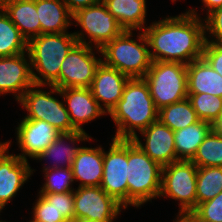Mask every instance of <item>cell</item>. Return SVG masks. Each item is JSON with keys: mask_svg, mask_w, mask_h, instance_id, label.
<instances>
[{"mask_svg": "<svg viewBox=\"0 0 222 222\" xmlns=\"http://www.w3.org/2000/svg\"><path fill=\"white\" fill-rule=\"evenodd\" d=\"M196 9L175 17L167 16L145 27L152 61L179 62L188 65L202 58L205 44L204 22Z\"/></svg>", "mask_w": 222, "mask_h": 222, "instance_id": "6da1fadb", "label": "cell"}, {"mask_svg": "<svg viewBox=\"0 0 222 222\" xmlns=\"http://www.w3.org/2000/svg\"><path fill=\"white\" fill-rule=\"evenodd\" d=\"M158 113L145 79L130 78L122 98L109 114L117 127L112 138L132 140L137 130L141 132L158 120Z\"/></svg>", "mask_w": 222, "mask_h": 222, "instance_id": "7a4b0ae2", "label": "cell"}, {"mask_svg": "<svg viewBox=\"0 0 222 222\" xmlns=\"http://www.w3.org/2000/svg\"><path fill=\"white\" fill-rule=\"evenodd\" d=\"M77 43L75 35L68 32L40 34L31 38L27 52L34 85L52 86L59 79L61 63Z\"/></svg>", "mask_w": 222, "mask_h": 222, "instance_id": "3957f363", "label": "cell"}, {"mask_svg": "<svg viewBox=\"0 0 222 222\" xmlns=\"http://www.w3.org/2000/svg\"><path fill=\"white\" fill-rule=\"evenodd\" d=\"M132 31L124 30L101 49L102 62L130 78H143L149 70L152 60L145 34L142 32L134 40Z\"/></svg>", "mask_w": 222, "mask_h": 222, "instance_id": "277c9868", "label": "cell"}, {"mask_svg": "<svg viewBox=\"0 0 222 222\" xmlns=\"http://www.w3.org/2000/svg\"><path fill=\"white\" fill-rule=\"evenodd\" d=\"M162 166L128 140V206L140 207L159 197Z\"/></svg>", "mask_w": 222, "mask_h": 222, "instance_id": "5b68a950", "label": "cell"}, {"mask_svg": "<svg viewBox=\"0 0 222 222\" xmlns=\"http://www.w3.org/2000/svg\"><path fill=\"white\" fill-rule=\"evenodd\" d=\"M143 78L158 110L188 98L186 64L152 61Z\"/></svg>", "mask_w": 222, "mask_h": 222, "instance_id": "8992f818", "label": "cell"}, {"mask_svg": "<svg viewBox=\"0 0 222 222\" xmlns=\"http://www.w3.org/2000/svg\"><path fill=\"white\" fill-rule=\"evenodd\" d=\"M43 86L33 85L19 99L23 109L27 110L25 119L42 120L48 122L60 133H74L77 130L73 127L69 118L64 100L59 101L52 96L58 93V88L48 86L51 90L39 89Z\"/></svg>", "mask_w": 222, "mask_h": 222, "instance_id": "52a82bcc", "label": "cell"}, {"mask_svg": "<svg viewBox=\"0 0 222 222\" xmlns=\"http://www.w3.org/2000/svg\"><path fill=\"white\" fill-rule=\"evenodd\" d=\"M76 26H81L80 32L73 34L78 43L101 49L106 43L120 35L124 29L115 17L107 10L102 0L89 7L81 8L73 14ZM86 36V38H84ZM87 37L89 42H86Z\"/></svg>", "mask_w": 222, "mask_h": 222, "instance_id": "ba28073f", "label": "cell"}, {"mask_svg": "<svg viewBox=\"0 0 222 222\" xmlns=\"http://www.w3.org/2000/svg\"><path fill=\"white\" fill-rule=\"evenodd\" d=\"M198 167L192 161L178 160L162 167L159 197L180 201L179 213H191L197 206Z\"/></svg>", "mask_w": 222, "mask_h": 222, "instance_id": "9c48e42d", "label": "cell"}, {"mask_svg": "<svg viewBox=\"0 0 222 222\" xmlns=\"http://www.w3.org/2000/svg\"><path fill=\"white\" fill-rule=\"evenodd\" d=\"M128 140L112 138L109 151L103 149V176L100 187L124 209L128 207Z\"/></svg>", "mask_w": 222, "mask_h": 222, "instance_id": "30bf717a", "label": "cell"}, {"mask_svg": "<svg viewBox=\"0 0 222 222\" xmlns=\"http://www.w3.org/2000/svg\"><path fill=\"white\" fill-rule=\"evenodd\" d=\"M93 46L77 43L61 63L59 79L52 85L62 88H90L102 58L95 56Z\"/></svg>", "mask_w": 222, "mask_h": 222, "instance_id": "8fae6325", "label": "cell"}, {"mask_svg": "<svg viewBox=\"0 0 222 222\" xmlns=\"http://www.w3.org/2000/svg\"><path fill=\"white\" fill-rule=\"evenodd\" d=\"M74 220L113 222L124 207L100 186L78 187L73 191Z\"/></svg>", "mask_w": 222, "mask_h": 222, "instance_id": "7c38bea8", "label": "cell"}, {"mask_svg": "<svg viewBox=\"0 0 222 222\" xmlns=\"http://www.w3.org/2000/svg\"><path fill=\"white\" fill-rule=\"evenodd\" d=\"M10 143L0 142V213L35 171L29 162L16 154H9Z\"/></svg>", "mask_w": 222, "mask_h": 222, "instance_id": "4fadbf2b", "label": "cell"}, {"mask_svg": "<svg viewBox=\"0 0 222 222\" xmlns=\"http://www.w3.org/2000/svg\"><path fill=\"white\" fill-rule=\"evenodd\" d=\"M16 129V140L22 152L18 156L27 162V157L36 160L58 135L61 134L46 121L25 118H22Z\"/></svg>", "mask_w": 222, "mask_h": 222, "instance_id": "5bb4252c", "label": "cell"}, {"mask_svg": "<svg viewBox=\"0 0 222 222\" xmlns=\"http://www.w3.org/2000/svg\"><path fill=\"white\" fill-rule=\"evenodd\" d=\"M145 144L139 136L132 141L152 160L164 167L176 161L174 131L164 125L159 119L140 132Z\"/></svg>", "mask_w": 222, "mask_h": 222, "instance_id": "9a60e30c", "label": "cell"}, {"mask_svg": "<svg viewBox=\"0 0 222 222\" xmlns=\"http://www.w3.org/2000/svg\"><path fill=\"white\" fill-rule=\"evenodd\" d=\"M33 85L28 52L0 57V95L13 93L15 100L19 101L22 95Z\"/></svg>", "mask_w": 222, "mask_h": 222, "instance_id": "2e32d148", "label": "cell"}, {"mask_svg": "<svg viewBox=\"0 0 222 222\" xmlns=\"http://www.w3.org/2000/svg\"><path fill=\"white\" fill-rule=\"evenodd\" d=\"M129 79L130 77L103 62L97 67L90 90L106 114H110L122 98V93Z\"/></svg>", "mask_w": 222, "mask_h": 222, "instance_id": "e0dca14e", "label": "cell"}, {"mask_svg": "<svg viewBox=\"0 0 222 222\" xmlns=\"http://www.w3.org/2000/svg\"><path fill=\"white\" fill-rule=\"evenodd\" d=\"M57 94L64 100L71 123L77 131L85 132L83 124L106 115L90 88H58Z\"/></svg>", "mask_w": 222, "mask_h": 222, "instance_id": "ac0fdd59", "label": "cell"}, {"mask_svg": "<svg viewBox=\"0 0 222 222\" xmlns=\"http://www.w3.org/2000/svg\"><path fill=\"white\" fill-rule=\"evenodd\" d=\"M73 180L78 187L100 186L103 176V149L81 147L72 162Z\"/></svg>", "mask_w": 222, "mask_h": 222, "instance_id": "d6986e66", "label": "cell"}, {"mask_svg": "<svg viewBox=\"0 0 222 222\" xmlns=\"http://www.w3.org/2000/svg\"><path fill=\"white\" fill-rule=\"evenodd\" d=\"M0 7L27 41L41 34L36 0H0Z\"/></svg>", "mask_w": 222, "mask_h": 222, "instance_id": "ffe728a7", "label": "cell"}, {"mask_svg": "<svg viewBox=\"0 0 222 222\" xmlns=\"http://www.w3.org/2000/svg\"><path fill=\"white\" fill-rule=\"evenodd\" d=\"M187 93L222 97V76L203 57L187 65Z\"/></svg>", "mask_w": 222, "mask_h": 222, "instance_id": "44dd1931", "label": "cell"}, {"mask_svg": "<svg viewBox=\"0 0 222 222\" xmlns=\"http://www.w3.org/2000/svg\"><path fill=\"white\" fill-rule=\"evenodd\" d=\"M89 134L82 131H76L74 133H61L58 135V137L38 156L36 160H47L50 158H53V160H56V162L53 163L51 166H45L43 167V170L50 169V168H67L72 166V162L74 158L76 157V154L78 153L79 149L81 147L76 146V142H82V141H89L93 138H90ZM65 140V141H64ZM69 141L70 144H66L67 141ZM66 142V143H65ZM55 157V158H54ZM58 162V163H57ZM59 163H64L60 165ZM55 164V165H54ZM58 164V165H57Z\"/></svg>", "mask_w": 222, "mask_h": 222, "instance_id": "7402d4cb", "label": "cell"}, {"mask_svg": "<svg viewBox=\"0 0 222 222\" xmlns=\"http://www.w3.org/2000/svg\"><path fill=\"white\" fill-rule=\"evenodd\" d=\"M41 34L65 33L72 25L73 14L63 0H36Z\"/></svg>", "mask_w": 222, "mask_h": 222, "instance_id": "603a6c76", "label": "cell"}, {"mask_svg": "<svg viewBox=\"0 0 222 222\" xmlns=\"http://www.w3.org/2000/svg\"><path fill=\"white\" fill-rule=\"evenodd\" d=\"M120 26L128 31L145 29L146 0H102Z\"/></svg>", "mask_w": 222, "mask_h": 222, "instance_id": "cb8c5ba5", "label": "cell"}, {"mask_svg": "<svg viewBox=\"0 0 222 222\" xmlns=\"http://www.w3.org/2000/svg\"><path fill=\"white\" fill-rule=\"evenodd\" d=\"M212 130V124L201 121L174 131L176 161H191L195 156L198 146Z\"/></svg>", "mask_w": 222, "mask_h": 222, "instance_id": "d4e9b609", "label": "cell"}, {"mask_svg": "<svg viewBox=\"0 0 222 222\" xmlns=\"http://www.w3.org/2000/svg\"><path fill=\"white\" fill-rule=\"evenodd\" d=\"M28 51V41L0 7V57Z\"/></svg>", "mask_w": 222, "mask_h": 222, "instance_id": "484cf974", "label": "cell"}, {"mask_svg": "<svg viewBox=\"0 0 222 222\" xmlns=\"http://www.w3.org/2000/svg\"><path fill=\"white\" fill-rule=\"evenodd\" d=\"M158 119L172 131L186 128L199 121L188 98L161 108Z\"/></svg>", "mask_w": 222, "mask_h": 222, "instance_id": "4316f807", "label": "cell"}, {"mask_svg": "<svg viewBox=\"0 0 222 222\" xmlns=\"http://www.w3.org/2000/svg\"><path fill=\"white\" fill-rule=\"evenodd\" d=\"M222 192V167H198L196 180L197 205Z\"/></svg>", "mask_w": 222, "mask_h": 222, "instance_id": "83f0119b", "label": "cell"}, {"mask_svg": "<svg viewBox=\"0 0 222 222\" xmlns=\"http://www.w3.org/2000/svg\"><path fill=\"white\" fill-rule=\"evenodd\" d=\"M191 161L197 167H222V136L212 129L198 146Z\"/></svg>", "mask_w": 222, "mask_h": 222, "instance_id": "f1b7e54d", "label": "cell"}, {"mask_svg": "<svg viewBox=\"0 0 222 222\" xmlns=\"http://www.w3.org/2000/svg\"><path fill=\"white\" fill-rule=\"evenodd\" d=\"M193 109L201 121L214 124L222 114V97L208 93H188Z\"/></svg>", "mask_w": 222, "mask_h": 222, "instance_id": "f546056e", "label": "cell"}, {"mask_svg": "<svg viewBox=\"0 0 222 222\" xmlns=\"http://www.w3.org/2000/svg\"><path fill=\"white\" fill-rule=\"evenodd\" d=\"M43 173L46 182L39 193H64L75 190L71 187V183H74L71 167L45 169Z\"/></svg>", "mask_w": 222, "mask_h": 222, "instance_id": "4dcf8cb0", "label": "cell"}, {"mask_svg": "<svg viewBox=\"0 0 222 222\" xmlns=\"http://www.w3.org/2000/svg\"><path fill=\"white\" fill-rule=\"evenodd\" d=\"M191 214L198 222H222V192L198 204Z\"/></svg>", "mask_w": 222, "mask_h": 222, "instance_id": "1f68e13d", "label": "cell"}, {"mask_svg": "<svg viewBox=\"0 0 222 222\" xmlns=\"http://www.w3.org/2000/svg\"><path fill=\"white\" fill-rule=\"evenodd\" d=\"M33 206L35 222H69L57 208L50 204L41 194Z\"/></svg>", "mask_w": 222, "mask_h": 222, "instance_id": "d6a6232c", "label": "cell"}, {"mask_svg": "<svg viewBox=\"0 0 222 222\" xmlns=\"http://www.w3.org/2000/svg\"><path fill=\"white\" fill-rule=\"evenodd\" d=\"M69 221H74V196L73 191L64 193H39Z\"/></svg>", "mask_w": 222, "mask_h": 222, "instance_id": "836d02e7", "label": "cell"}, {"mask_svg": "<svg viewBox=\"0 0 222 222\" xmlns=\"http://www.w3.org/2000/svg\"><path fill=\"white\" fill-rule=\"evenodd\" d=\"M203 22L205 41L222 43V7H219L207 14L205 19H203ZM207 34L210 35L206 36ZM210 36H212V38L209 40Z\"/></svg>", "mask_w": 222, "mask_h": 222, "instance_id": "e575fe53", "label": "cell"}, {"mask_svg": "<svg viewBox=\"0 0 222 222\" xmlns=\"http://www.w3.org/2000/svg\"><path fill=\"white\" fill-rule=\"evenodd\" d=\"M202 57L222 76V43L205 41Z\"/></svg>", "mask_w": 222, "mask_h": 222, "instance_id": "d590c367", "label": "cell"}, {"mask_svg": "<svg viewBox=\"0 0 222 222\" xmlns=\"http://www.w3.org/2000/svg\"><path fill=\"white\" fill-rule=\"evenodd\" d=\"M69 11L74 14L77 10L94 5L101 0H63Z\"/></svg>", "mask_w": 222, "mask_h": 222, "instance_id": "8d00e7d4", "label": "cell"}, {"mask_svg": "<svg viewBox=\"0 0 222 222\" xmlns=\"http://www.w3.org/2000/svg\"><path fill=\"white\" fill-rule=\"evenodd\" d=\"M202 3H204V7L207 8L206 14H209L213 10L222 7V0H202Z\"/></svg>", "mask_w": 222, "mask_h": 222, "instance_id": "74e56055", "label": "cell"}, {"mask_svg": "<svg viewBox=\"0 0 222 222\" xmlns=\"http://www.w3.org/2000/svg\"><path fill=\"white\" fill-rule=\"evenodd\" d=\"M176 219L173 222H198L191 213H178Z\"/></svg>", "mask_w": 222, "mask_h": 222, "instance_id": "f35d334b", "label": "cell"}, {"mask_svg": "<svg viewBox=\"0 0 222 222\" xmlns=\"http://www.w3.org/2000/svg\"><path fill=\"white\" fill-rule=\"evenodd\" d=\"M212 129L217 134L222 136V114H221L220 118L214 124H212Z\"/></svg>", "mask_w": 222, "mask_h": 222, "instance_id": "ab89813d", "label": "cell"}, {"mask_svg": "<svg viewBox=\"0 0 222 222\" xmlns=\"http://www.w3.org/2000/svg\"><path fill=\"white\" fill-rule=\"evenodd\" d=\"M73 222H99L97 220H89V219H79V220H74Z\"/></svg>", "mask_w": 222, "mask_h": 222, "instance_id": "60d3db41", "label": "cell"}, {"mask_svg": "<svg viewBox=\"0 0 222 222\" xmlns=\"http://www.w3.org/2000/svg\"><path fill=\"white\" fill-rule=\"evenodd\" d=\"M1 222H6L5 220L3 221V220H1ZM29 222H35L34 220H31V221H29Z\"/></svg>", "mask_w": 222, "mask_h": 222, "instance_id": "b9f144b4", "label": "cell"}]
</instances>
